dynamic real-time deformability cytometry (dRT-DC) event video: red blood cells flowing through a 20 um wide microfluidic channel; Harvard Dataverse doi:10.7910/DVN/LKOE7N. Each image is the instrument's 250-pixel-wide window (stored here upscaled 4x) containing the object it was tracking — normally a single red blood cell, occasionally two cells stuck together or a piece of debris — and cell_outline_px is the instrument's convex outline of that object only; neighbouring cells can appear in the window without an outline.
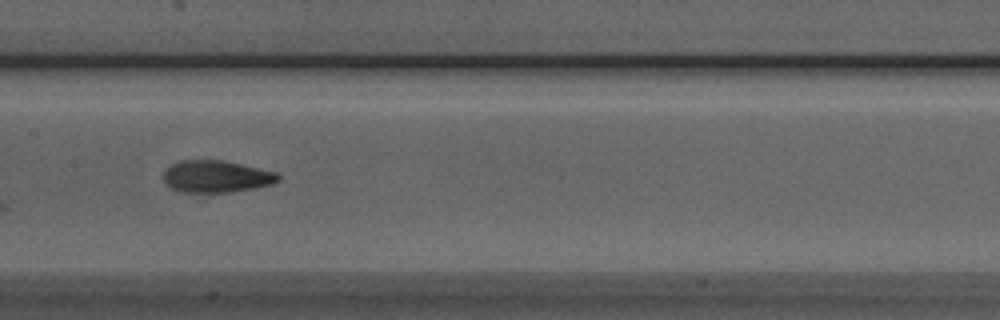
{"species": "Egyptian fruit bat (a non-hibernating species)", "species_latin": "Rousettus aegyptiacus", "temperature_condition": "room temperature", "stored_images_in_passage": 11, "camera_frame_rate_fps": 3000, "um_per_image_px": 0.085, "animal": {"sex": "male"}, "frame": {"image": 1, "passage_image": 8, "time_ms": 8.0, "image_size_px": [1000, 320], "cell_outline_px": [[280, 180], [272, 184], [256, 188], [228, 192], [180, 192], [172, 188], [164, 180], [164, 172], [172, 164], [180, 160], [220, 160], [240, 164], [276, 172], [280, 176]], "centroid_in_image_um": [18.4, 15.0], "position_along_channel_um": 189.0, "area_um2": 21.21}}
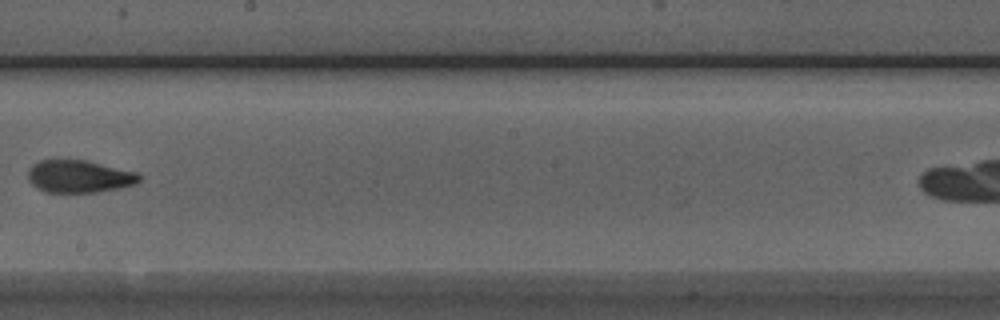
{"frame": {"image": 2, "passage_image": 9, "time_ms": 9.333, "image_size_px": [1000, 320], "cell_outline_px": [[140, 180], [136, 184], [120, 188], [96, 192], [44, 192], [36, 188], [28, 180], [28, 168], [32, 164], [40, 160], [84, 160], [140, 172]], "centroid_in_image_um": [6.73, 15.0], "position_along_channel_um": 241.5, "area_um2": 21.27}}
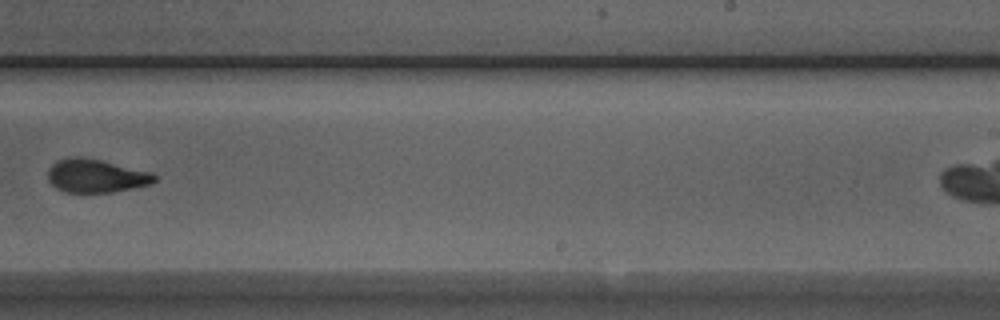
{"frame": {"image": 3, "passage_image": 10, "time_ms": 10.333, "image_size_px": [1000, 320], "cell_outline_px": [[156, 180], [152, 184], [112, 192], [64, 192], [56, 188], [48, 180], [48, 168], [56, 160], [76, 156], [100, 160], [152, 172], [156, 176]], "centroid_in_image_um": [8.15, 14.95], "position_along_channel_um": 280.9, "area_um2": 20.69}}